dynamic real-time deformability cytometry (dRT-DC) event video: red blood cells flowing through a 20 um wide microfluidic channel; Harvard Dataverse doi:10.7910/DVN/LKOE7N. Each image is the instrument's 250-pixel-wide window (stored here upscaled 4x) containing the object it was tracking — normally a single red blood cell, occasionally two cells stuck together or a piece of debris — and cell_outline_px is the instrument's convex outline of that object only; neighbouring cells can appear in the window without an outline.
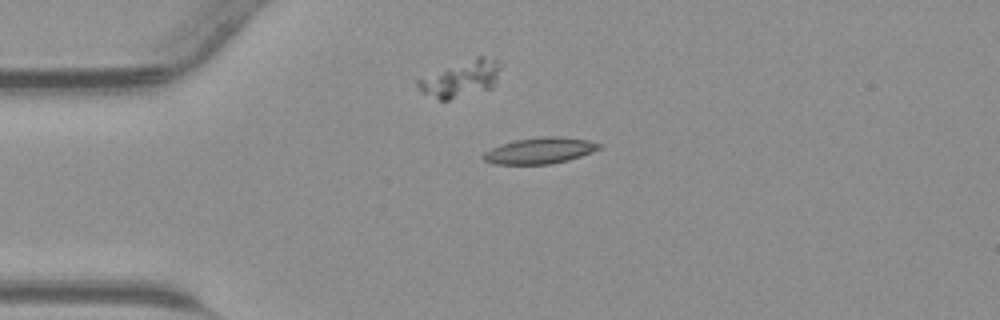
{"species": "common noctule bat (a hibernating species)", "species_latin": "Nyctalus noctula", "temperature_condition": "warm", "stored_images_in_passage": 36, "camera_frame_rate_fps": 3000, "um_per_image_px": 0.085, "animal": {"sex": "male", "body_mass_g": 23.1, "forearm_length_mm": 52.7}, "frame": {"image": 1, "passage_image": 1, "time_ms": 0.0, "image_size_px": [1000, 320], "cell_outline_px": [[600, 148], [592, 152], [568, 160], [552, 164], [496, 164], [484, 160], [480, 156], [484, 152], [492, 148], [516, 140], [544, 136], [560, 136], [588, 140], [600, 144]], "centroid_in_image_um": [45.89, 12.81], "position_along_channel_um": 39.1, "area_um2": 17.46}}
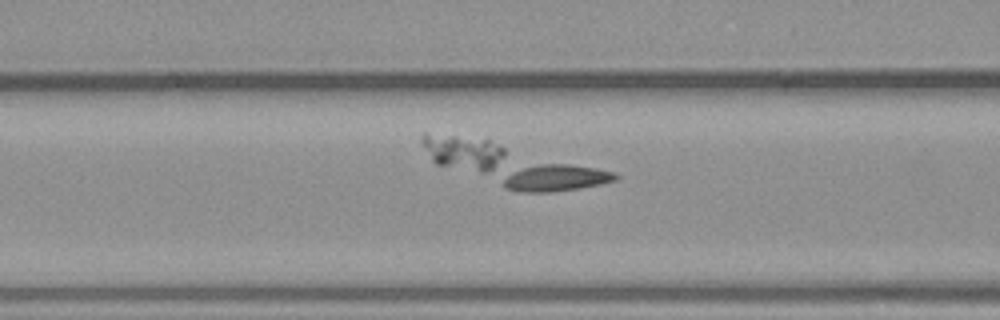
{"frame": {"image": 2, "passage_image": 8, "time_ms": 2.333, "image_size_px": [1000, 320], "cell_outline_px": [[620, 176], [616, 180], [600, 184], [576, 188], [548, 192], [520, 192], [504, 188], [504, 180], [508, 176], [524, 168], [540, 164], [568, 164], [596, 168], [616, 172]], "centroid_in_image_um": [47.34, 15.13], "position_along_channel_um": 119.3, "area_um2": 17.11}}
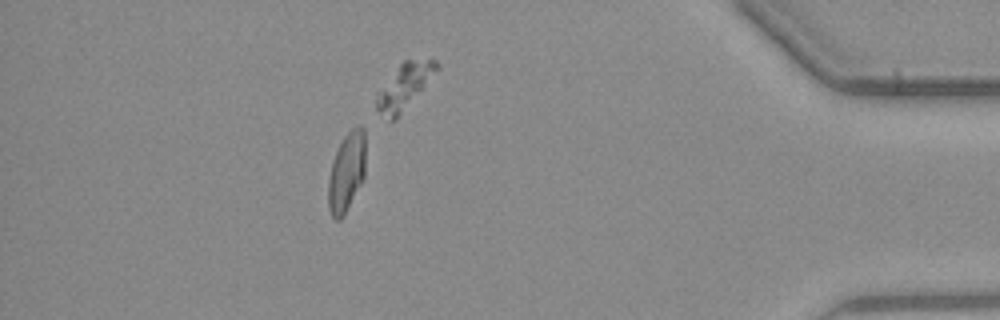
{"frame": {"image": 3, "passage_image": 30, "time_ms": 9.667, "image_size_px": [1000, 320], "cell_outline_px": [[364, 180], [344, 216], [340, 220], [336, 220], [332, 216], [328, 208], [328, 180], [332, 160], [344, 136], [356, 124], [360, 124], [364, 128]], "centroid_in_image_um": [29.45, 14.65], "position_along_channel_um": 405.7, "area_um2": 17.46}}